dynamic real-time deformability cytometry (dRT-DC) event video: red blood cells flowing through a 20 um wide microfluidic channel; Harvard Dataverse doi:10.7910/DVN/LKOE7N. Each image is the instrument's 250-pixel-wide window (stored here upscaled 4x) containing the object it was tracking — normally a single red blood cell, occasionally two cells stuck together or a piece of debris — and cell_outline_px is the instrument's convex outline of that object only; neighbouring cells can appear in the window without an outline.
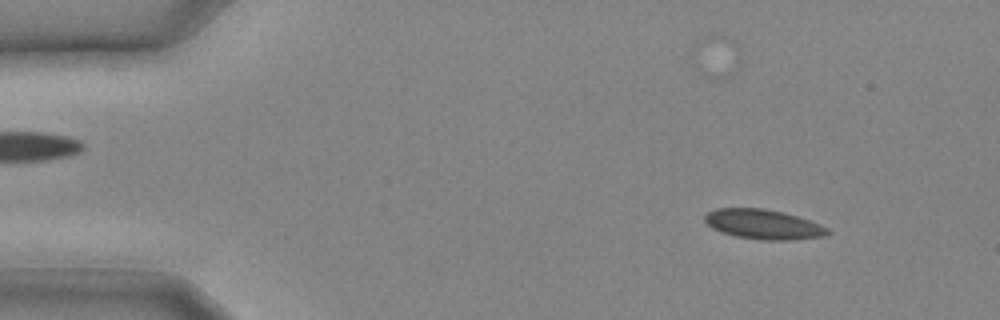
{"species": "common noctule bat (a hibernating species)", "species_latin": "Nyctalus noctula", "temperature_condition": "cold", "stored_images_in_passage": 6, "camera_frame_rate_fps": 3000, "um_per_image_px": 0.085, "animal": {"sex": "male", "body_mass_g": 20.4}, "frame": {"image": 1, "passage_image": 2, "time_ms": 0.333, "image_size_px": [1000, 320], "cell_outline_px": [[832, 232], [824, 236], [792, 240], [760, 240], [736, 236], [720, 232], [712, 228], [704, 220], [704, 216], [708, 212], [716, 208], [764, 208], [784, 212], [820, 224], [828, 228]], "centroid_in_image_um": [64.88, 19.07], "position_along_channel_um": 20.1, "area_um2": 21.39}}